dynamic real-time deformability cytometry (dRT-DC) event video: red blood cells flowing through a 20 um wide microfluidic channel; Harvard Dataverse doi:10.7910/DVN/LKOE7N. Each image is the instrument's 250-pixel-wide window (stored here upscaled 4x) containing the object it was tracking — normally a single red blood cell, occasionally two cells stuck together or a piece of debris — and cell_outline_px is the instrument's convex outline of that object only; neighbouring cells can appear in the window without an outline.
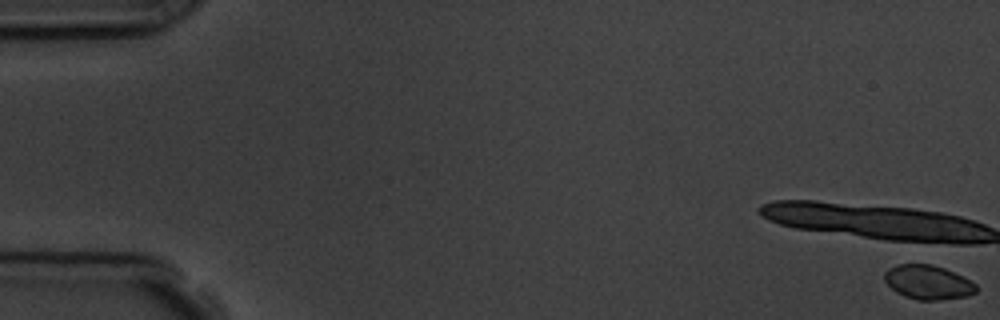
{"species": "common noctule bat (a hibernating species)", "species_latin": "Nyctalus noctula", "temperature_condition": "room temperature", "stored_images_in_passage": 7, "camera_frame_rate_fps": 3000, "um_per_image_px": 0.085, "animal": {"sex": "male", "body_mass_g": 19.5, "forearm_length_mm": 54.6}, "frame": {"image": 1, "passage_image": 1, "time_ms": 0.0, "image_size_px": [1000, 320], "cell_outline_px": [[976, 292], [968, 296], [940, 300], [916, 300], [904, 296], [896, 292], [884, 280], [884, 272], [888, 268], [896, 264], [928, 264], [944, 268], [964, 276], [976, 284]], "centroid_in_image_um": [78.87, 23.99], "position_along_channel_um": 6.1, "area_um2": 18.38}}